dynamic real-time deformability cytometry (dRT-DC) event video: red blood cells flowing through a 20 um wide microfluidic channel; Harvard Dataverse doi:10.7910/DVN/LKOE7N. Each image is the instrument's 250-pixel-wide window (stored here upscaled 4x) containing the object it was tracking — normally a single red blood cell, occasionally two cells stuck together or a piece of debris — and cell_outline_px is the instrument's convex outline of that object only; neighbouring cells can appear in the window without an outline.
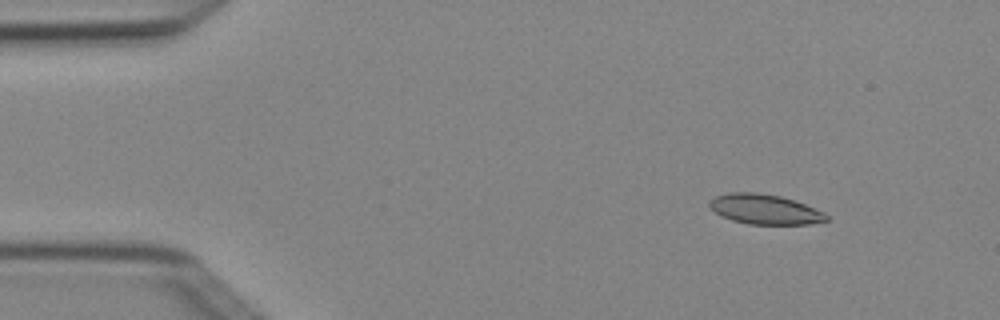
{"species": "Egyptian fruit bat (a non-hibernating species)", "species_latin": "Rousettus aegyptiacus", "temperature_condition": "cold", "stored_images_in_passage": 4, "camera_frame_rate_fps": 3000, "um_per_image_px": 0.085, "animal": {"sex": "female"}, "frame": {"image": 1, "passage_image": 2, "time_ms": 0.333, "image_size_px": [1000, 320], "cell_outline_px": [[828, 220], [808, 224], [748, 224], [732, 220], [720, 216], [708, 204], [708, 200], [716, 196], [728, 192], [756, 192], [780, 196], [804, 204], [824, 212], [828, 216]], "centroid_in_image_um": [64.97, 17.78], "position_along_channel_um": 20.0, "area_um2": 20.29}}